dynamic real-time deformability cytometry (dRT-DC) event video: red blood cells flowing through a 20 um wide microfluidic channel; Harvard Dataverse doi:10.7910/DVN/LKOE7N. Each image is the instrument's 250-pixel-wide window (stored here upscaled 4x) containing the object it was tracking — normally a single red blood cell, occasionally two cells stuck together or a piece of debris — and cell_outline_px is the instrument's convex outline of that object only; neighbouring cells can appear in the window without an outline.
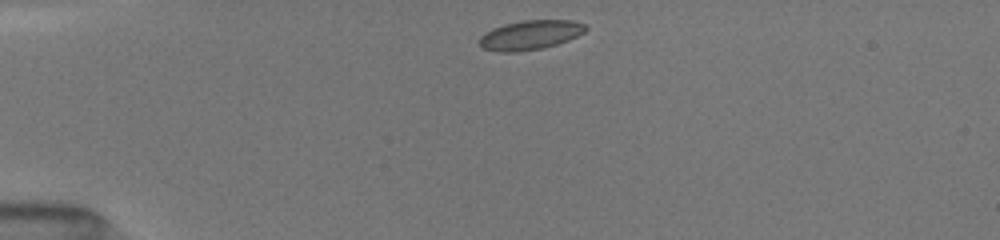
{"species": "common noctule bat (a hibernating species)", "species_latin": "Nyctalus noctula", "temperature_condition": "room temperature", "stored_images_in_passage": 35, "camera_frame_rate_fps": 3000, "um_per_image_px": 0.085, "animal": {"sex": "female", "body_mass_g": 19.5, "forearm_length_mm": 54.1}, "frame": {"image": 1, "passage_image": 1, "time_ms": 0.0, "image_size_px": [1000, 240], "cell_outline_px": [[588, 28], [584, 32], [568, 40], [544, 48], [516, 52], [496, 52], [480, 48], [476, 40], [484, 32], [492, 28], [504, 24], [524, 20], [572, 20], [584, 24]], "centroid_in_image_um": [44.99, 2.98], "position_along_channel_um": 40.0, "area_um2": 18.5}}
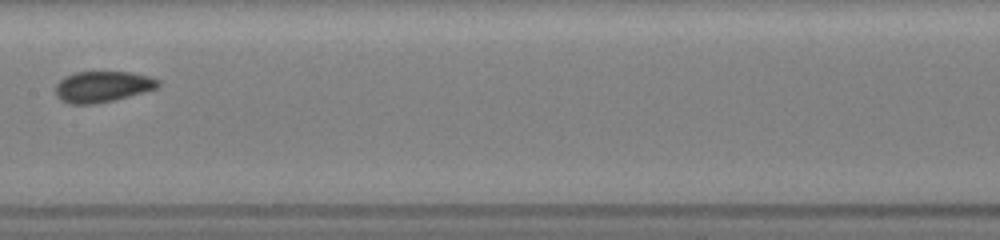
{"frame": {"image": 2, "passage_image": 14, "time_ms": 5.0, "image_size_px": [1000, 240], "cell_outline_px": [[160, 84], [156, 88], [144, 92], [96, 104], [68, 104], [60, 100], [56, 96], [56, 84], [64, 76], [76, 72], [132, 72], [148, 76], [160, 80]], "centroid_in_image_um": [8.69, 7.36], "position_along_channel_um": 198.7, "area_um2": 18.55}}
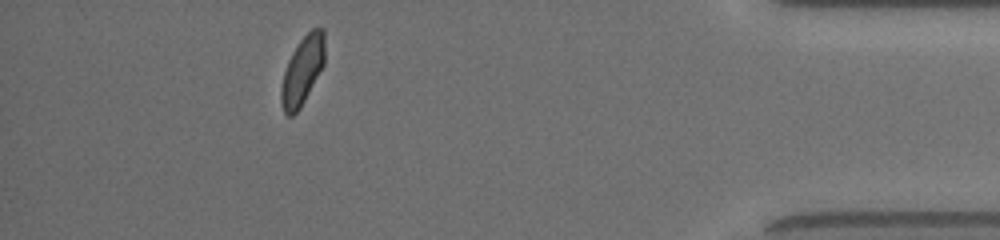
{"frame": {"image": 3, "passage_image": 31, "time_ms": 11.333, "image_size_px": [1000, 240], "cell_outline_px": [[324, 64], [300, 108], [292, 116], [288, 116], [284, 112], [280, 100], [280, 88], [284, 72], [288, 60], [292, 52], [300, 40], [312, 28], [324, 28]], "centroid_in_image_um": [25.69, 6.0], "position_along_channel_um": 409.5, "area_um2": 17.22}, "authors_computed_cell_mechanics": {"area_um2": 18.207, "velocity_mm_per_s": 4.0394, "shape_relaxation_time_tau1_ms": 3.1313, "shape_relaxation_time_tau2_ms": 1.3877, "deformation_change_tau1": 0.0746, "deformation_change_tau2": 0.0389}}